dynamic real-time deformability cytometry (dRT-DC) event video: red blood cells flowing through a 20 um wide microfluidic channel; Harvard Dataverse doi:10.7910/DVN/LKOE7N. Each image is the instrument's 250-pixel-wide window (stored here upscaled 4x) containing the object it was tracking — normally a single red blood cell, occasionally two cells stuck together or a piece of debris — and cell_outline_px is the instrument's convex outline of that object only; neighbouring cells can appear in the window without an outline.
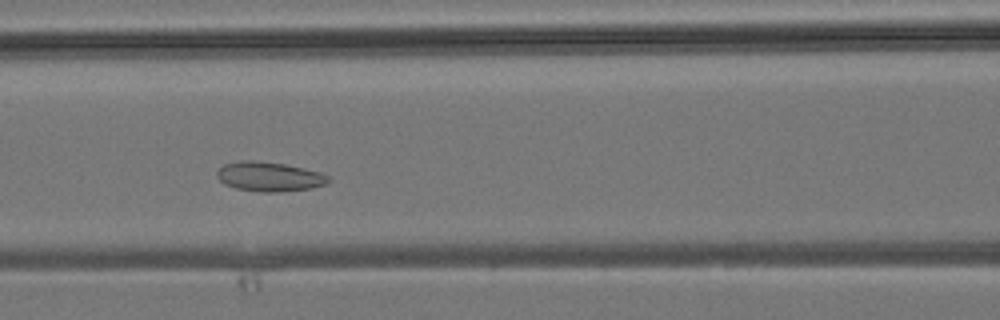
{"species": "common noctule bat (a hibernating species)", "species_latin": "Nyctalus noctula", "temperature_condition": "room temperature", "stored_images_in_passage": 42, "segment_of_instrument_passage": [1, 2], "camera_frame_rate_fps": 3000, "um_per_image_px": 0.085, "animal": {"sex": "male", "body_mass_g": 19.2, "forearm_length_mm": 51.8}, "frame": {"image": 1, "passage_image": 15, "time_ms": 4.667, "image_size_px": [1000, 320], "cell_outline_px": [[332, 180], [324, 184], [312, 188], [276, 192], [260, 192], [236, 188], [224, 184], [216, 176], [216, 172], [224, 164], [240, 160], [252, 160], [284, 164], [304, 168], [320, 172], [328, 176]], "centroid_in_image_um": [22.87, 15.01], "position_along_channel_um": 143.7, "area_um2": 19.13}}
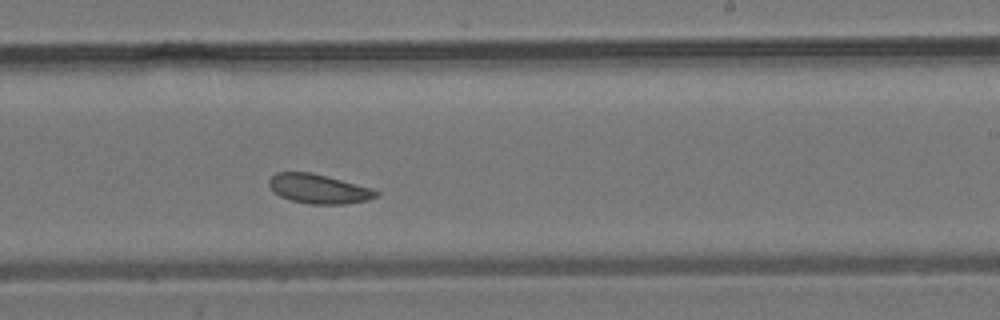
{"frame": {"image": 2, "passage_image": 23, "time_ms": 7.333, "image_size_px": [1000, 320], "cell_outline_px": [[380, 192], [376, 196], [368, 200], [344, 204], [312, 204], [292, 200], [280, 196], [268, 184], [268, 180], [276, 172], [312, 172], [372, 188]], "centroid_in_image_um": [27.1, 16.04], "position_along_channel_um": 261.9, "area_um2": 18.15}}
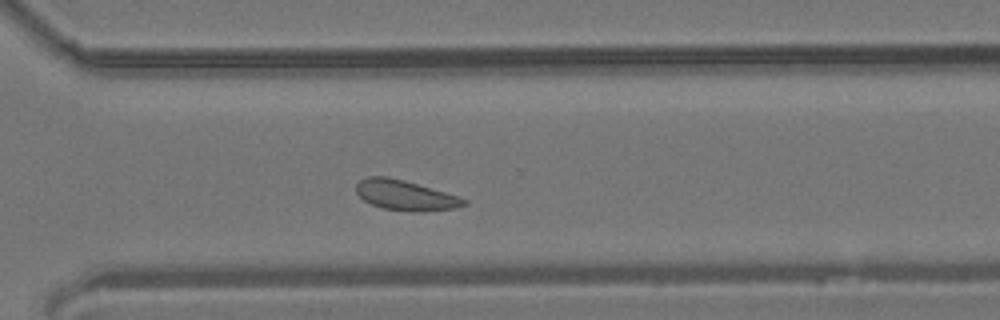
{"frame": {"image": 3, "passage_image": 28, "time_ms": 9.0, "image_size_px": [1000, 320], "cell_outline_px": [[468, 204], [456, 208], [416, 212], [384, 208], [372, 204], [364, 200], [356, 192], [356, 184], [360, 180], [368, 176], [388, 176], [404, 180], [460, 196], [468, 200]], "centroid_in_image_um": [34.48, 16.59], "position_along_channel_um": 336.1, "area_um2": 18.9}}